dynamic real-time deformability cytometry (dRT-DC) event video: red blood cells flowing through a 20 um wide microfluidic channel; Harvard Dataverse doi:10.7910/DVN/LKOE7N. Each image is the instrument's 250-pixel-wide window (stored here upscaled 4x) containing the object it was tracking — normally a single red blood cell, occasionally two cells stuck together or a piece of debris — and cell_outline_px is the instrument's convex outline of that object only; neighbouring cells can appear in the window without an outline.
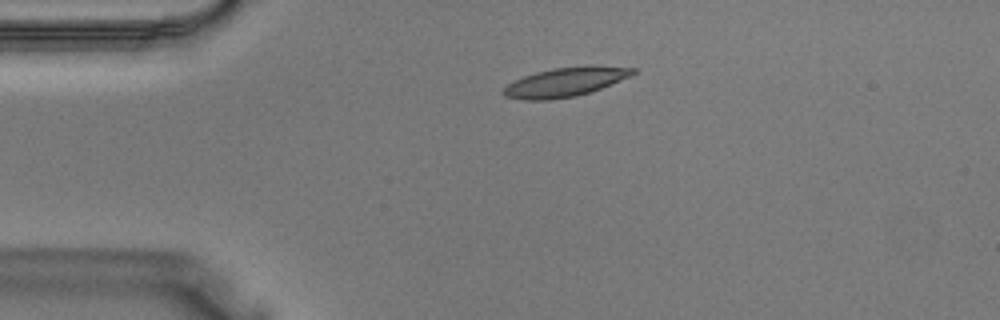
{"species": "Egyptian fruit bat (a non-hibernating species)", "species_latin": "Rousettus aegyptiacus", "temperature_condition": "warm", "stored_images_in_passage": 37, "camera_frame_rate_fps": 3000, "um_per_image_px": 0.085, "animal": {"sex": "male"}, "frame": {"image": 1, "passage_image": 7, "time_ms": 2.0, "image_size_px": [1000, 320], "cell_outline_px": [[636, 72], [632, 76], [600, 88], [576, 96], [548, 100], [524, 100], [504, 96], [500, 92], [508, 84], [524, 76], [536, 72], [552, 68], [588, 64], [592, 64], [636, 68]], "centroid_in_image_um": [48.08, 6.95], "position_along_channel_um": 36.9, "area_um2": 22.25}}
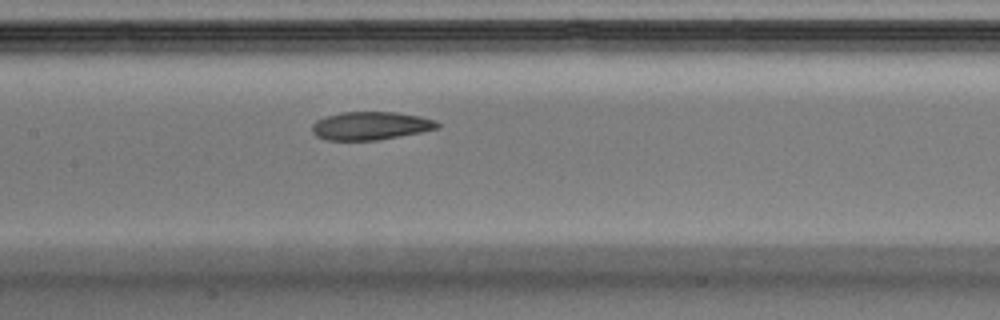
{"frame": {"image": 2, "passage_image": 17, "time_ms": 5.333, "image_size_px": [1000, 320], "cell_outline_px": [[440, 128], [420, 132], [376, 140], [328, 140], [316, 136], [312, 132], [312, 124], [316, 120], [324, 116], [340, 112], [396, 112], [420, 116], [436, 120], [440, 124]], "centroid_in_image_um": [31.49, 10.68], "position_along_channel_um": 175.9, "area_um2": 20.63}}
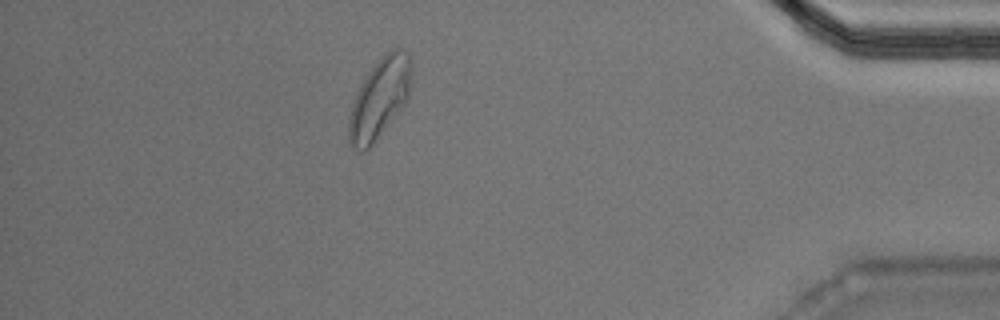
{"frame": {"image": 3, "passage_image": 33, "time_ms": 10.667, "image_size_px": [1000, 320], "cell_outline_px": [[412, 68], [408, 96], [372, 144], [368, 148], [360, 152], [352, 148], [348, 140], [348, 120], [352, 104], [364, 76], [380, 56], [392, 48], [400, 48], [408, 52], [412, 60]], "centroid_in_image_um": [32.24, 8.29], "position_along_channel_um": 403.0, "area_um2": 28.84}}